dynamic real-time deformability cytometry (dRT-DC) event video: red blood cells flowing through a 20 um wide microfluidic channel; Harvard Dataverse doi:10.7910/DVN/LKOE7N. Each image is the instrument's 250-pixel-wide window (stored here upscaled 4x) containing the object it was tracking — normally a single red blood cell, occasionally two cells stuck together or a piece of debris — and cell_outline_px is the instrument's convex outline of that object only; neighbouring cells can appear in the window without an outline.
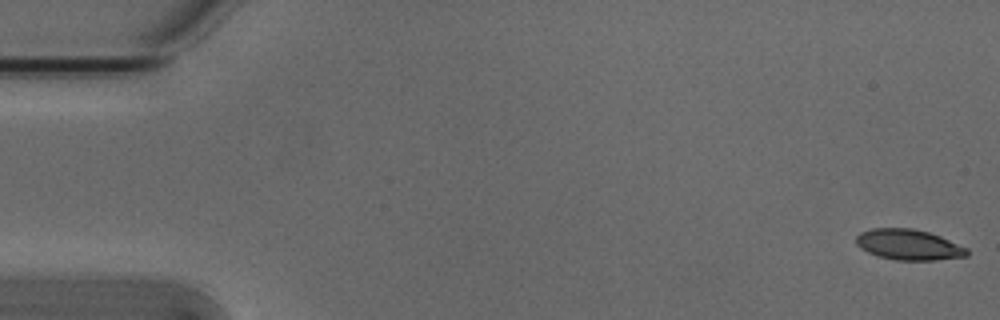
{"species": "Egyptian fruit bat (a non-hibernating species)", "species_latin": "Rousettus aegyptiacus", "temperature_condition": "cold", "stored_images_in_passage": 6, "camera_frame_rate_fps": 3000, "um_per_image_px": 0.085, "animal": {"sex": "male"}, "frame": {"image": 1, "passage_image": 1, "time_ms": 0.0, "image_size_px": [1000, 320], "cell_outline_px": [[968, 256], [936, 260], [896, 260], [876, 256], [860, 248], [856, 244], [856, 236], [860, 232], [872, 228], [912, 228], [928, 232], [940, 236], [968, 248]], "centroid_in_image_um": [77.22, 20.8], "position_along_channel_um": 7.8, "area_um2": 19.88}}